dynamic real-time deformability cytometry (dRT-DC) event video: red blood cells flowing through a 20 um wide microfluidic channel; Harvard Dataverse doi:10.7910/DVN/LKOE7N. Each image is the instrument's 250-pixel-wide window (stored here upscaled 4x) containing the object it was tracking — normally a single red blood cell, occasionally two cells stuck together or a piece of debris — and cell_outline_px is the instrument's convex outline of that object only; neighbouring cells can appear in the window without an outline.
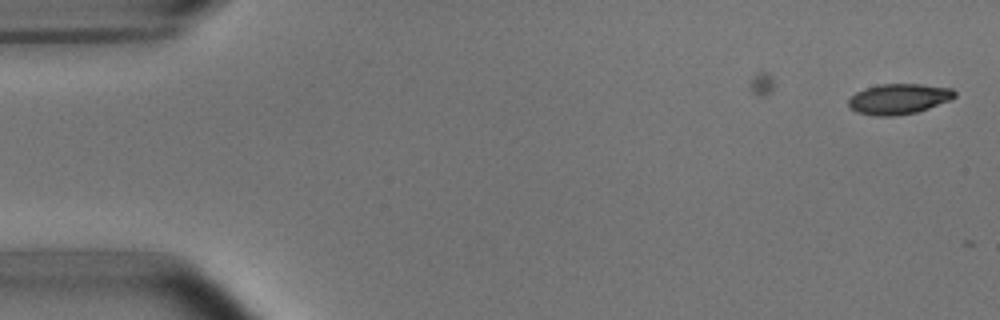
{"species": "common noctule bat (a hibernating species)", "species_latin": "Nyctalus noctula", "temperature_condition": "room temperature", "stored_images_in_passage": 2, "camera_frame_rate_fps": 3000, "um_per_image_px": 0.085, "animal": {"sex": "male", "body_mass_g": 15.6}, "frame": {"image": 1, "passage_image": 2, "time_ms": 1.333, "image_size_px": [1000, 320], "cell_outline_px": [[956, 96], [952, 100], [916, 112], [892, 116], [876, 116], [856, 112], [848, 108], [848, 100], [856, 92], [880, 84], [920, 84], [952, 88], [956, 92]], "centroid_in_image_um": [76.4, 8.41], "position_along_channel_um": 8.6, "area_um2": 18.84}}